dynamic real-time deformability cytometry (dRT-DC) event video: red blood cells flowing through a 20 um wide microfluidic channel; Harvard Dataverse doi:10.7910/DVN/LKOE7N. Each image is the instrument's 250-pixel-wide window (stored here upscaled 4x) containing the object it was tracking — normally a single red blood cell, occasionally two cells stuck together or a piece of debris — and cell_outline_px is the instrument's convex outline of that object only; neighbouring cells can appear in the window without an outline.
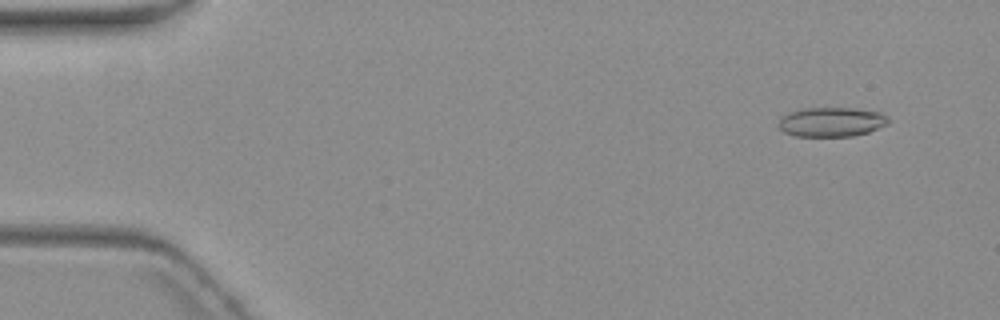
{"species": "common noctule bat (a hibernating species)", "species_latin": "Nyctalus noctula", "temperature_condition": "warm", "stored_images_in_passage": 5, "camera_frame_rate_fps": 3000, "um_per_image_px": 0.085, "animal": {"sex": "female", "body_mass_g": 19.3, "forearm_length_mm": 54.1}, "frame": {"image": 1, "passage_image": 2, "time_ms": 1.0, "image_size_px": [1000, 320], "cell_outline_px": [[892, 120], [888, 124], [868, 132], [852, 136], [796, 136], [784, 132], [776, 124], [780, 116], [788, 112], [800, 108], [856, 108], [880, 112], [888, 116]], "centroid_in_image_um": [70.66, 10.35], "position_along_channel_um": 14.3, "area_um2": 19.19}}